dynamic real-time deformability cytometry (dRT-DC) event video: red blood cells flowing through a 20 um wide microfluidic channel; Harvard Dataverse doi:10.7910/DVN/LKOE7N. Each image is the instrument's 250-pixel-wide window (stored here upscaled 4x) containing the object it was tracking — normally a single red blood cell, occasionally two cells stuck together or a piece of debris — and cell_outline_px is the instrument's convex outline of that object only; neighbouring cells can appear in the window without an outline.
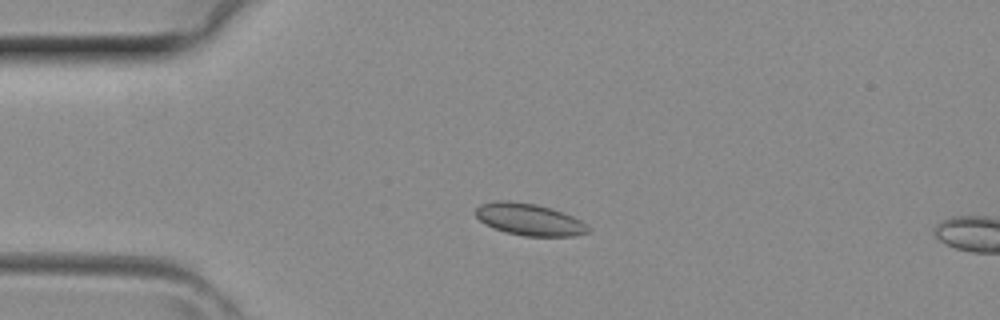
{"species": "common noctule bat (a hibernating species)", "species_latin": "Nyctalus noctula", "temperature_condition": "room temperature", "stored_images_in_passage": 4, "camera_frame_rate_fps": 3000, "um_per_image_px": 0.085, "animal": {"sex": "female", "body_mass_g": 29.2, "forearm_length_mm": 56.3}, "frame": {"image": 1, "passage_image": 3, "time_ms": 0.667, "image_size_px": [1000, 320], "cell_outline_px": [[588, 232], [576, 236], [524, 236], [504, 232], [492, 228], [484, 224], [476, 216], [476, 208], [480, 204], [496, 200], [508, 200], [536, 204], [552, 208], [572, 216], [580, 220], [588, 228]], "centroid_in_image_um": [44.94, 18.65], "position_along_channel_um": 40.1, "area_um2": 20.98}}